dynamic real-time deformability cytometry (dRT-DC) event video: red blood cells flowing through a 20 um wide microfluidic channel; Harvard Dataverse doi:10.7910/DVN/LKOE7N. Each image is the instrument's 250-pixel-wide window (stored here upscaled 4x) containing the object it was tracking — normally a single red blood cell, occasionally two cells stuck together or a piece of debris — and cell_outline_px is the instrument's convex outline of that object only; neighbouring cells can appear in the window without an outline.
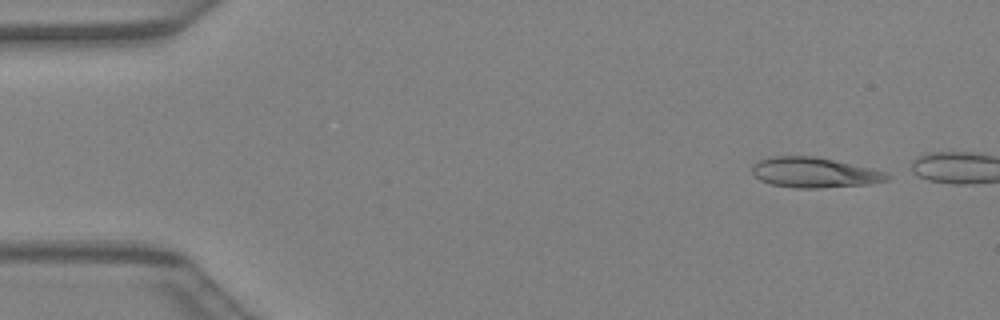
{"species": "Egyptian fruit bat (a non-hibernating species)", "species_latin": "Rousettus aegyptiacus", "temperature_condition": "warm", "stored_images_in_passage": 3, "camera_frame_rate_fps": 3000, "um_per_image_px": 0.085, "animal": {"sex": "female"}, "frame": {"image": 1, "passage_image": 1, "time_ms": 0.0, "image_size_px": [1000, 320], "cell_outline_px": [[892, 180], [868, 184], [820, 188], [792, 188], [772, 184], [760, 180], [752, 172], [752, 164], [768, 156], [812, 156], [872, 168], [888, 172], [892, 176]], "centroid_in_image_um": [69.26, 14.67], "position_along_channel_um": 15.7, "area_um2": 23.93}}